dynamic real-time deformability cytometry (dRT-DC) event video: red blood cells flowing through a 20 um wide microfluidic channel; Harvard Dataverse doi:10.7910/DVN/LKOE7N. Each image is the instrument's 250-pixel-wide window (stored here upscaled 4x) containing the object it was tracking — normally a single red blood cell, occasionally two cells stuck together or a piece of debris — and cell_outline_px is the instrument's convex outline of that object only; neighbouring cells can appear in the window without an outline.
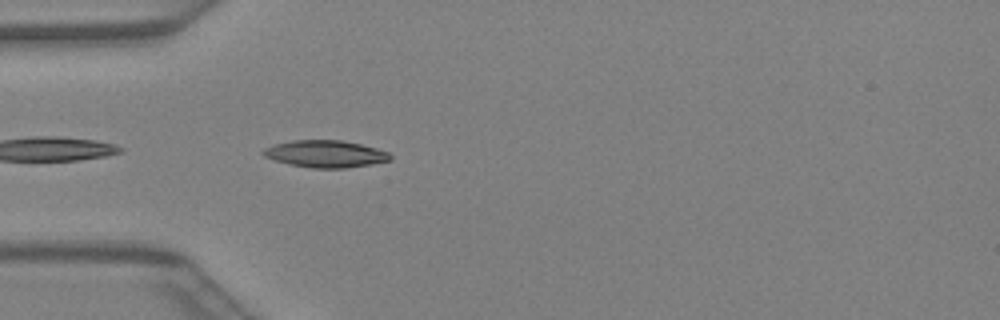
{"species": "Egyptian fruit bat (a non-hibernating species)", "species_latin": "Rousettus aegyptiacus", "temperature_condition": "warm", "stored_images_in_passage": 8, "camera_frame_rate_fps": 3000, "um_per_image_px": 0.085, "animal": {"sex": "female"}, "frame": {"image": 1, "passage_image": 5, "time_ms": 1.333, "image_size_px": [1000, 320], "cell_outline_px": [[392, 160], [372, 164], [344, 168], [312, 168], [288, 164], [264, 156], [260, 152], [264, 148], [276, 144], [292, 140], [340, 140], [360, 144], [376, 148], [388, 152], [392, 156]], "centroid_in_image_um": [27.67, 13.08], "position_along_channel_um": 57.3, "area_um2": 20.0}}